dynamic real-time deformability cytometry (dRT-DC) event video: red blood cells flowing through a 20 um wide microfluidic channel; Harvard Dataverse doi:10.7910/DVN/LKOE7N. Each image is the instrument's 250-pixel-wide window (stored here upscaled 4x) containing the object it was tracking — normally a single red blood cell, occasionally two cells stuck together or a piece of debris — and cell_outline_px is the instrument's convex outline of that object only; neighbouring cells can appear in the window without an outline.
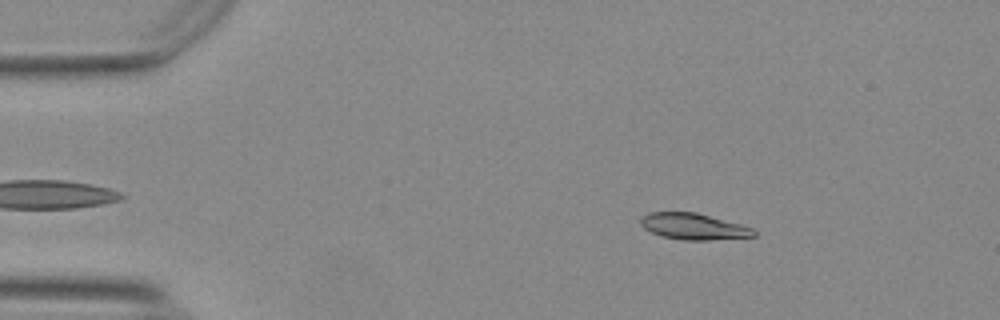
{"species": "Egyptian fruit bat (a non-hibernating species)", "species_latin": "Rousettus aegyptiacus", "temperature_condition": "warm", "stored_images_in_passage": 55, "camera_frame_rate_fps": 3000, "um_per_image_px": 0.085, "animal": {"sex": "female"}, "frame": {"image": 1, "passage_image": 8, "time_ms": 2.333, "image_size_px": [1000, 320], "cell_outline_px": [[756, 236], [708, 240], [684, 240], [664, 236], [652, 232], [644, 228], [640, 224], [640, 220], [648, 212], [696, 212], [740, 224], [752, 228], [756, 232]], "centroid_in_image_um": [58.96, 19.24], "position_along_channel_um": 26.0, "area_um2": 17.11}}
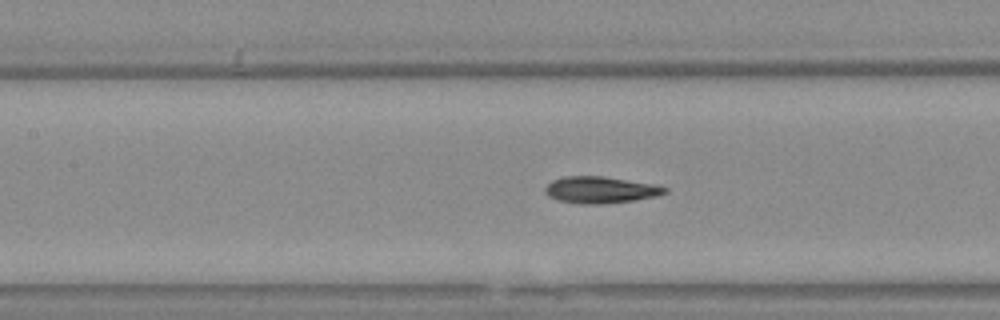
{"frame": {"image": 2, "passage_image": 24, "time_ms": 7.667, "image_size_px": [1000, 320], "cell_outline_px": [[668, 192], [656, 196], [632, 200], [596, 204], [576, 204], [560, 200], [548, 196], [544, 192], [544, 188], [552, 180], [564, 176], [604, 176], [652, 184], [668, 188]], "centroid_in_image_um": [50.99, 16.13], "position_along_channel_um": 156.4, "area_um2": 18.44}}
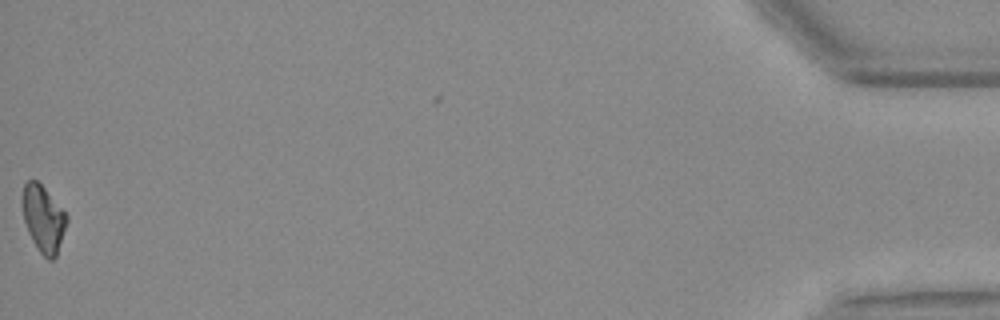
{"frame": {"image": 3, "passage_image": 54, "time_ms": 17.667, "image_size_px": [1000, 320], "cell_outline_px": [[68, 220], [56, 256], [52, 260], [48, 260], [40, 252], [32, 240], [28, 232], [24, 220], [20, 200], [24, 184], [28, 180], [36, 180], [44, 188], [68, 216]], "centroid_in_image_um": [3.65, 18.58], "position_along_channel_um": 431.5, "area_um2": 17.17}, "authors_computed_cell_mechanics": {"area_um2": 17.6868, "velocity_mm_per_s": 3.7449, "shape_relaxation_time_tau1_ms": 3.9985, "shape_relaxation_time_tau2_ms": 3.1133, "deformation_change_tau1": 0.1501, "deformation_change_tau2": 0.0814}}